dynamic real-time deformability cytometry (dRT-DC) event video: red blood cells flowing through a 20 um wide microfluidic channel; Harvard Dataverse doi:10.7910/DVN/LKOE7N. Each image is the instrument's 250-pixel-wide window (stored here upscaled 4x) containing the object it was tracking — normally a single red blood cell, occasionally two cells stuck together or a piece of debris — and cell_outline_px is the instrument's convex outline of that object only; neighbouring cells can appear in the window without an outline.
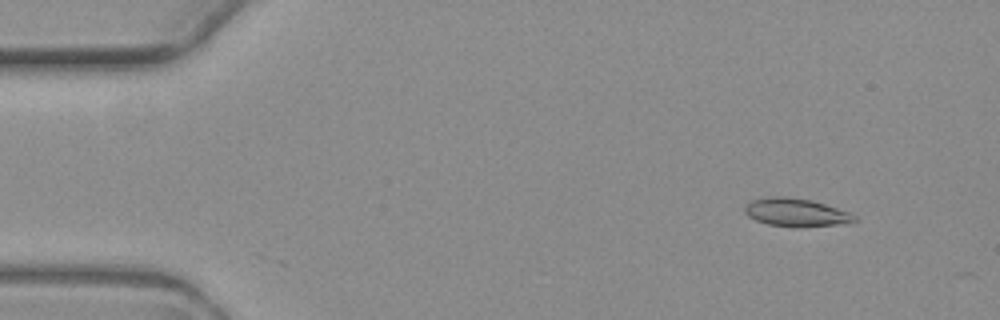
{"species": "common noctule bat (a hibernating species)", "species_latin": "Nyctalus noctula", "temperature_condition": "warm", "stored_images_in_passage": 4, "camera_frame_rate_fps": 3000, "um_per_image_px": 0.085, "animal": {"sex": "female", "body_mass_g": 19.3, "forearm_length_mm": 54.1}, "frame": {"image": 1, "passage_image": 2, "time_ms": 1.333, "image_size_px": [1000, 320], "cell_outline_px": [[860, 220], [852, 224], [768, 224], [756, 220], [748, 216], [744, 212], [744, 208], [752, 200], [772, 196], [788, 196], [812, 200], [852, 212]], "centroid_in_image_um": [67.73, 18.0], "position_along_channel_um": 17.3, "area_um2": 17.4}}